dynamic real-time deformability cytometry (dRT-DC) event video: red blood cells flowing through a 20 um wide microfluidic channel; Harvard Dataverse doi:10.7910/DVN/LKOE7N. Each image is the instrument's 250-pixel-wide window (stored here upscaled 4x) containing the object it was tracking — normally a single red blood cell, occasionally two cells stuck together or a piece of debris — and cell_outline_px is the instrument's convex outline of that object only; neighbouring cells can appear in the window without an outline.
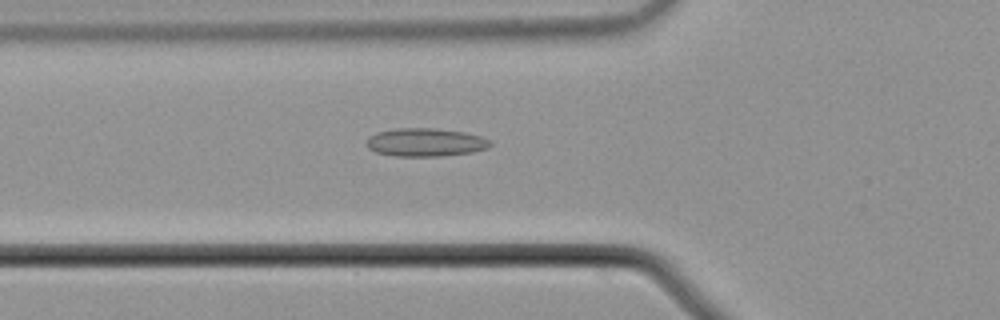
{"species": "common noctule bat (a hibernating species)", "species_latin": "Nyctalus noctula", "temperature_condition": "cold", "stored_images_in_passage": 55, "camera_frame_rate_fps": 3000, "um_per_image_px": 0.085, "animal": {"sex": "male", "body_mass_g": 21.5, "forearm_length_mm": 52.0}, "frame": {"image": 1, "passage_image": 20, "time_ms": 6.333, "image_size_px": [1000, 320], "cell_outline_px": [[492, 144], [488, 148], [472, 152], [440, 156], [396, 156], [376, 152], [368, 148], [368, 136], [376, 132], [396, 128], [432, 128], [464, 132], [480, 136], [492, 140]], "centroid_in_image_um": [36.18, 12.09], "position_along_channel_um": 89.6, "area_um2": 20.35}}
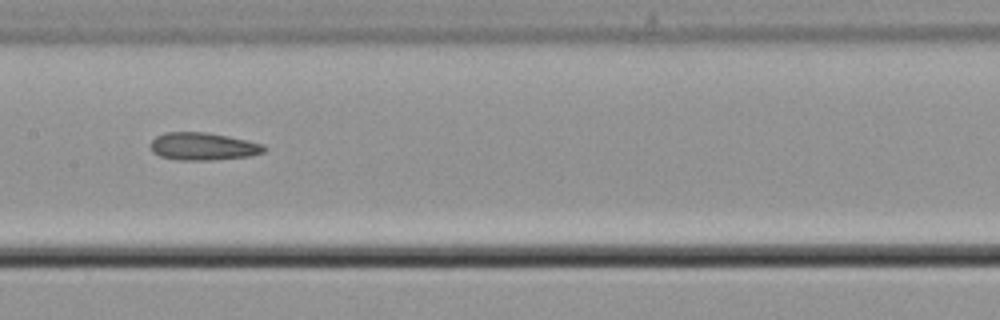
{"frame": {"image": 2, "passage_image": 28, "time_ms": 9.0, "image_size_px": [1000, 320], "cell_outline_px": [[268, 148], [264, 152], [252, 156], [212, 160], [176, 160], [160, 156], [152, 152], [148, 144], [156, 136], [164, 132], [204, 132], [228, 136], [248, 140], [264, 144]], "centroid_in_image_um": [17.26, 12.45], "position_along_channel_um": 190.1, "area_um2": 18.61}}
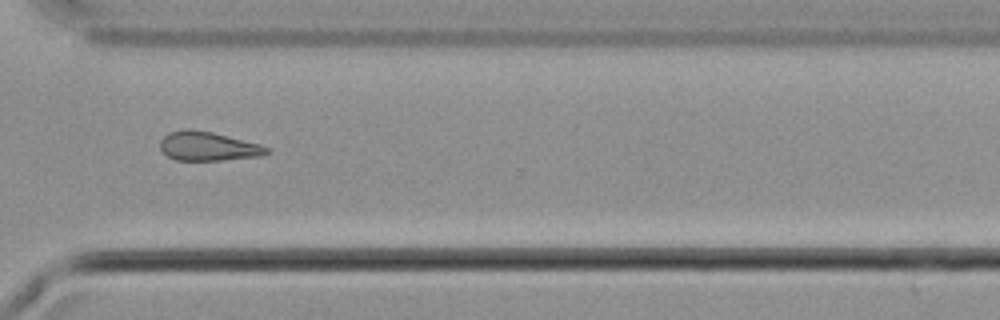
{"frame": {"image": 3, "passage_image": 41, "time_ms": 13.333, "image_size_px": [1000, 320], "cell_outline_px": [[268, 152], [260, 156], [220, 160], [176, 160], [168, 156], [160, 148], [160, 140], [168, 132], [184, 128], [188, 128], [212, 132], [260, 144], [268, 148]], "centroid_in_image_um": [17.64, 12.42], "position_along_channel_um": 353.0, "area_um2": 17.92}, "authors_computed_cell_mechanics": {"area_um2": 18.6116, "velocity_mm_per_s": 3.7482, "shape_relaxation_time_tau1_ms": 7.416, "shape_relaxation_time_tau2_ms": 7.17, "deformation_change_tau1": 0.1129, "deformation_change_tau2": 0.1752}}